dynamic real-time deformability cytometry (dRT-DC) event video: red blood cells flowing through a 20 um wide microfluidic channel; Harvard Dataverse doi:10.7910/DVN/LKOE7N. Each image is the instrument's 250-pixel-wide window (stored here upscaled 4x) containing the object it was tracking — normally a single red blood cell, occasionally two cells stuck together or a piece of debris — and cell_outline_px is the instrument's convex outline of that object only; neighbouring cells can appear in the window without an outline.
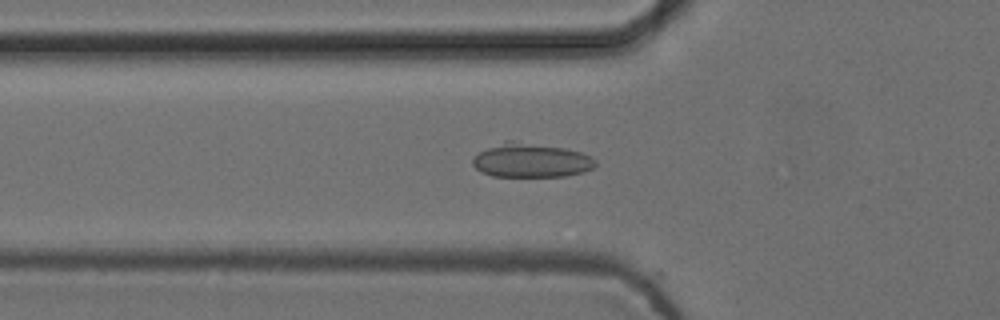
{"species": "common noctule bat (a hibernating species)", "species_latin": "Nyctalus noctula", "temperature_condition": "cold", "stored_images_in_passage": 45, "camera_frame_rate_fps": 3000, "um_per_image_px": 0.085, "animal": {"sex": "female", "body_mass_g": 24.6, "forearm_length_mm": 56.2}, "frame": {"image": 1, "passage_image": 16, "time_ms": 5.0, "image_size_px": [1000, 320], "cell_outline_px": [[596, 164], [592, 168], [584, 172], [568, 176], [492, 176], [480, 172], [472, 164], [472, 160], [480, 152], [504, 140], [512, 140], [564, 148], [580, 152], [592, 156], [596, 160]], "centroid_in_image_um": [45.16, 13.63], "position_along_channel_um": 80.6, "area_um2": 24.39}}
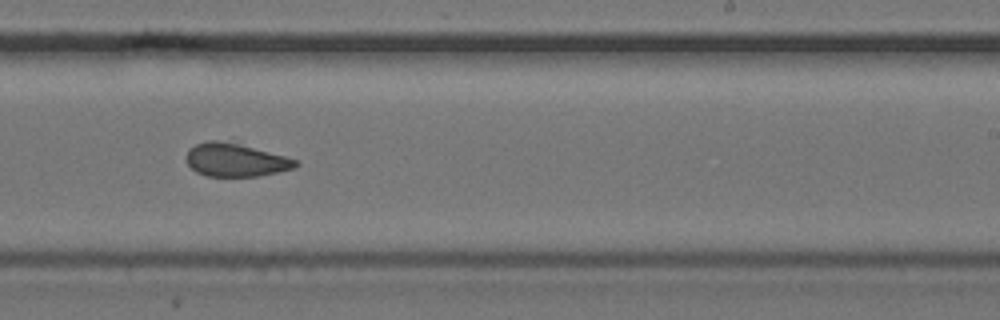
{"frame": {"image": 2, "passage_image": 31, "time_ms": 10.0, "image_size_px": [1000, 320], "cell_outline_px": [[300, 164], [296, 168], [260, 176], [208, 176], [196, 172], [188, 164], [184, 156], [188, 148], [196, 144], [208, 140], [216, 140], [236, 144], [284, 156], [296, 160]], "centroid_in_image_um": [19.98, 13.61], "position_along_channel_um": 269.0, "area_um2": 20.92}}
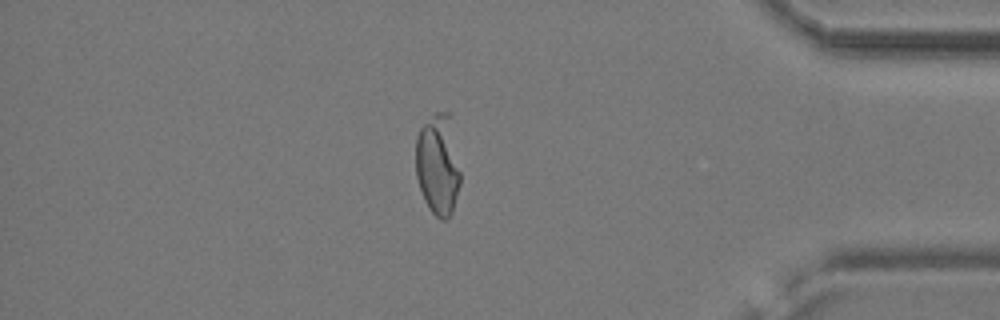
{"frame": {"image": 3, "passage_image": 44, "time_ms": 14.333, "image_size_px": [1000, 320], "cell_outline_px": [[460, 184], [452, 212], [444, 220], [440, 220], [428, 208], [424, 200], [416, 176], [416, 136], [420, 128], [436, 112], [452, 112], [460, 172]], "centroid_in_image_um": [37.25, 13.95], "position_along_channel_um": 398.0, "area_um2": 26.76}}